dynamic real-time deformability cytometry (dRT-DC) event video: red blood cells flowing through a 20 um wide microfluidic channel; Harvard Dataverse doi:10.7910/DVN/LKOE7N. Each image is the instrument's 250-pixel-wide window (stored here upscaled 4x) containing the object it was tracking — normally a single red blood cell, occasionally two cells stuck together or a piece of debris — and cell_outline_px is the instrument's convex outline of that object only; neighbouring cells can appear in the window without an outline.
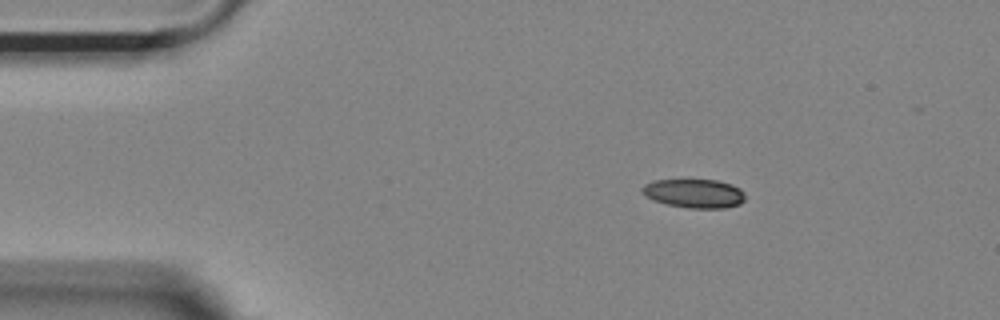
{"species": "Egyptian fruit bat (a non-hibernating species)", "species_latin": "Rousettus aegyptiacus", "temperature_condition": "room temperature", "stored_images_in_passage": 28, "camera_frame_rate_fps": 3000, "um_per_image_px": 0.085, "animal": {"sex": "female"}, "frame": {"image": 1, "passage_image": 1, "time_ms": 0.0, "image_size_px": [1000, 320], "cell_outline_px": [[744, 200], [740, 204], [724, 208], [688, 208], [668, 204], [652, 200], [644, 196], [640, 192], [640, 188], [644, 184], [652, 180], [716, 180], [732, 184], [740, 188], [744, 192]], "centroid_in_image_um": [58.97, 16.43], "position_along_channel_um": 26.0, "area_um2": 17.51}}
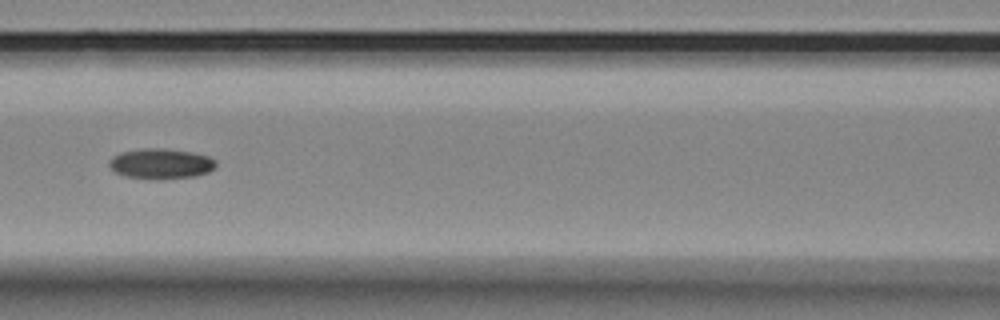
{"frame": {"image": 2, "passage_image": 16, "time_ms": 5.0, "image_size_px": [1000, 320], "cell_outline_px": [[216, 168], [208, 172], [196, 176], [160, 180], [156, 180], [124, 176], [116, 172], [108, 164], [108, 160], [112, 156], [120, 152], [140, 148], [164, 148], [192, 152], [208, 156], [216, 160]], "centroid_in_image_um": [13.67, 13.92], "position_along_channel_um": 152.9, "area_um2": 19.25}}
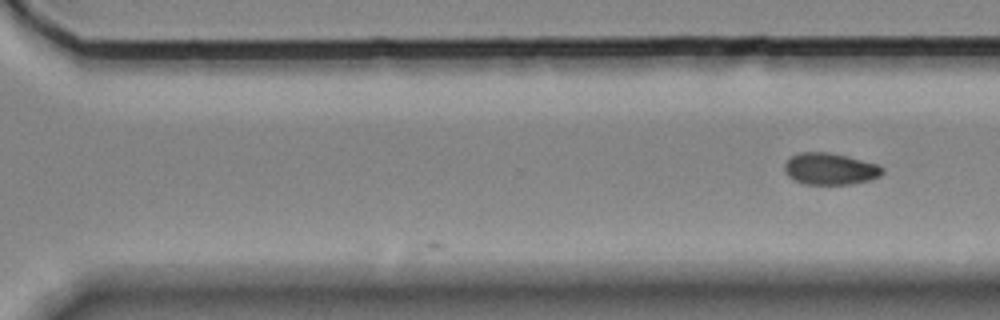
{"frame": {"image": 3, "passage_image": 28, "time_ms": 9.0, "image_size_px": [1000, 320], "cell_outline_px": [[884, 172], [880, 176], [872, 180], [852, 184], [804, 184], [792, 180], [784, 172], [784, 164], [792, 156], [800, 152], [828, 152], [848, 156], [880, 164], [884, 168]], "centroid_in_image_um": [70.59, 14.36], "position_along_channel_um": 300.0, "area_um2": 18.44}}